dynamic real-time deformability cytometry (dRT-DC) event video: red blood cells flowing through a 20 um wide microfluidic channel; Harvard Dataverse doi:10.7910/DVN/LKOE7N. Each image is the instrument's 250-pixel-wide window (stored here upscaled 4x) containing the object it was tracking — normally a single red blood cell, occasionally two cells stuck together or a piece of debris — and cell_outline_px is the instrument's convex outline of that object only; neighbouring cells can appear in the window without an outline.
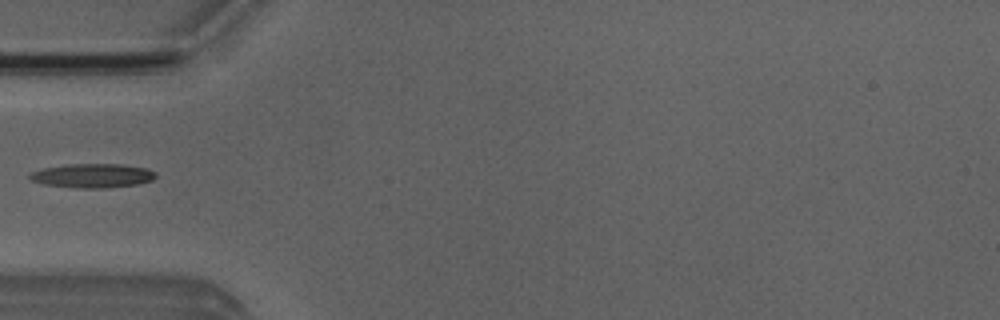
{"species": "Egyptian fruit bat (a non-hibernating species)", "species_latin": "Rousettus aegyptiacus", "temperature_condition": "room temperature", "stored_images_in_passage": 5, "camera_frame_rate_fps": 3000, "um_per_image_px": 0.085, "animal": {"sex": "male"}, "frame": {"image": 1, "passage_image": 5, "time_ms": 4.667, "image_size_px": [1000, 320], "cell_outline_px": [[156, 176], [152, 180], [136, 184], [104, 188], [76, 188], [44, 184], [32, 180], [28, 176], [32, 172], [44, 168], [68, 164], [120, 164], [148, 168], [156, 172]], "centroid_in_image_um": [7.89, 14.93], "position_along_channel_um": 77.1, "area_um2": 17.57}}